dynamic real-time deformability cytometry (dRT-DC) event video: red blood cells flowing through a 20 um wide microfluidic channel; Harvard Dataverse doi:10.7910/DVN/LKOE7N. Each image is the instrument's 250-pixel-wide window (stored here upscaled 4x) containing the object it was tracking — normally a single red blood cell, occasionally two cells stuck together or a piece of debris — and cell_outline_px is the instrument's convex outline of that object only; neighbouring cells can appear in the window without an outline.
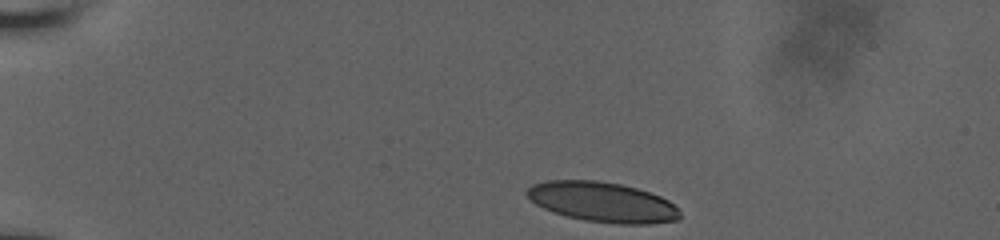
{"species": "human", "species_latin": "Homo sapiens", "temperature_condition": "room temperature", "stored_images_in_passage": 76, "camera_frame_rate_fps": 3000, "um_per_image_px": 0.085, "donor": {"sex": "male"}, "frame": {"image": 1, "passage_image": 1, "time_ms": 0.0, "image_size_px": [1000, 240], "cell_outline_px": [[680, 216], [676, 220], [648, 224], [620, 224], [584, 220], [552, 212], [536, 204], [524, 192], [532, 184], [548, 180], [596, 180], [620, 184], [636, 188], [660, 196], [668, 200], [680, 212]], "centroid_in_image_um": [51.18, 17.17], "position_along_channel_um": 33.8, "area_um2": 35.43}}
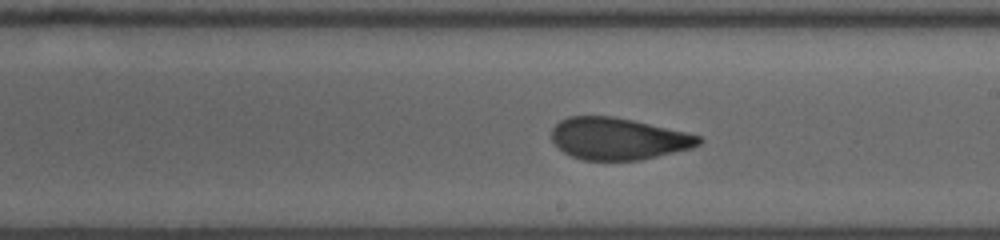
{"frame": {"image": 2, "passage_image": 33, "time_ms": 7.333, "image_size_px": [1000, 240], "cell_outline_px": [[704, 140], [700, 144], [692, 148], [640, 160], [584, 160], [572, 156], [564, 152], [552, 140], [552, 128], [560, 120], [568, 116], [612, 116], [632, 120], [688, 132], [700, 136]], "centroid_in_image_um": [52.57, 11.78], "position_along_channel_um": 236.4, "area_um2": 35.89}}
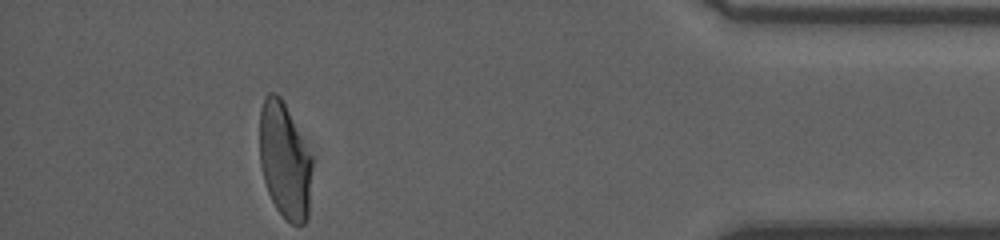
{"frame": {"image": 3, "passage_image": 74, "time_ms": 13.0, "image_size_px": [1000, 240], "cell_outline_px": [[312, 168], [308, 220], [304, 224], [292, 224], [284, 220], [276, 208], [268, 192], [264, 180], [260, 164], [260, 108], [264, 96], [268, 92], [276, 92], [280, 96], [312, 156]], "centroid_in_image_um": [24.2, 13.67], "position_along_channel_um": 411.0, "area_um2": 35.72}, "authors_computed_cell_mechanics": {"area_um2": 36.125, "velocity_mm_per_s": 3.8569, "shape_relaxation_time_tau1_ms": 7.6159, "shape_relaxation_time_tau2_ms": 1.4132, "deformation_change_tau1": 0.2212, "deformation_change_tau2": 0.0834}}